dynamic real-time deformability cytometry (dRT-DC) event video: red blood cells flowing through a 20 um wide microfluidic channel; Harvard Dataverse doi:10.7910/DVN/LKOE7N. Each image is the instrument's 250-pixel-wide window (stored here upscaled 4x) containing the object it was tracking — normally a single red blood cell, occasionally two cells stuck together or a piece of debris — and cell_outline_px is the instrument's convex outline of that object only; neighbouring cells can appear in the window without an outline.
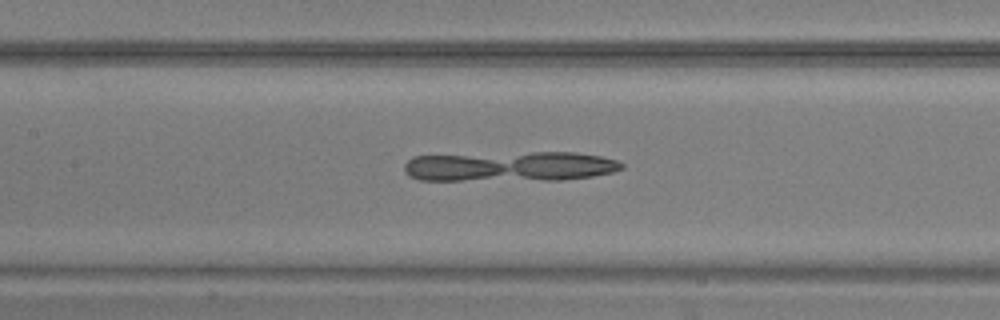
{"species": "common noctule bat (a hibernating species)", "species_latin": "Nyctalus noctula", "temperature_condition": "warm", "stored_images_in_passage": 38, "camera_frame_rate_fps": 3000, "um_per_image_px": 0.085, "animal": {"sex": "male", "body_mass_g": 20.5, "forearm_length_mm": 52.5}, "frame": {"image": 1, "passage_image": 22, "time_ms": 7.0, "image_size_px": [1000, 320], "cell_outline_px": [[624, 168], [612, 172], [592, 176], [564, 180], [420, 180], [408, 176], [404, 172], [404, 164], [412, 156], [532, 152], [576, 152], [600, 156], [616, 160], [624, 164]], "centroid_in_image_um": [43.34, 14.15], "position_along_channel_um": 164.1, "area_um2": 38.21}}